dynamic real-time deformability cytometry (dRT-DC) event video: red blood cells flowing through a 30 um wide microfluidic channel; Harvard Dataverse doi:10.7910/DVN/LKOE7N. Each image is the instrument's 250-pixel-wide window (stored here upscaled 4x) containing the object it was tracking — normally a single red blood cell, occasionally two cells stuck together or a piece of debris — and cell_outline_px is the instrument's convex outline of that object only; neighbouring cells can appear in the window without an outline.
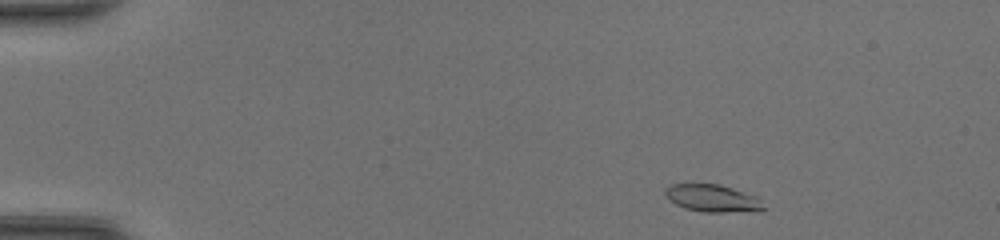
{"species": "common noctule bat (a hibernating species)", "species_latin": "Nyctalus noctula", "temperature_condition": "room temperature", "stored_images_in_passage": 42, "camera_frame_rate_fps": 3000, "um_per_image_px": 0.085, "animal": {"sex": "female", "body_mass_g": 20.0, "forearm_length_mm": 54.0}, "frame": {"image": 1, "passage_image": 1, "time_ms": 0.0, "image_size_px": [1000, 240], "cell_outline_px": [[768, 208], [760, 212], [704, 212], [684, 208], [676, 204], [664, 192], [664, 188], [672, 184], [720, 184], [756, 196]], "centroid_in_image_um": [60.65, 16.87], "position_along_channel_um": 24.4, "area_um2": 15.84}}
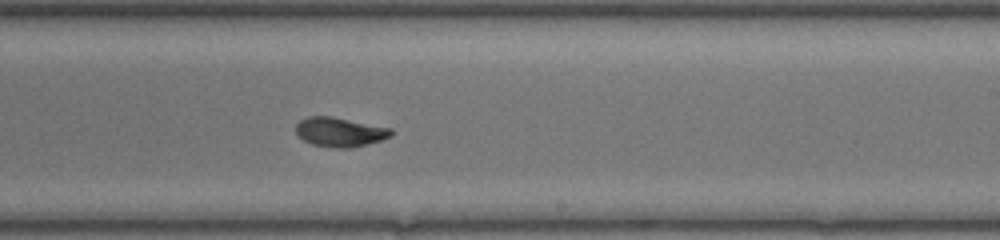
{"frame": {"image": 2, "passage_image": 24, "time_ms": 7.667, "image_size_px": [1000, 240], "cell_outline_px": [[392, 136], [380, 140], [352, 148], [332, 148], [312, 144], [304, 140], [296, 132], [296, 124], [300, 120], [308, 116], [332, 116], [392, 128]], "centroid_in_image_um": [28.89, 11.22], "position_along_channel_um": 260.1, "area_um2": 16.3}}
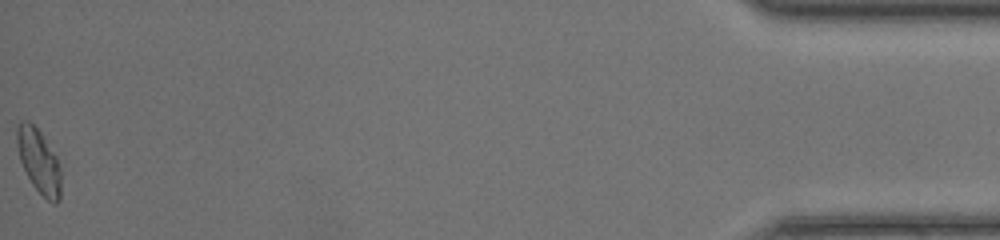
{"frame": {"image": 3, "passage_image": 42, "time_ms": 13.667, "image_size_px": [1000, 240], "cell_outline_px": [[60, 200], [56, 204], [52, 204], [32, 184], [20, 160], [16, 140], [16, 128], [20, 120], [28, 120], [40, 132], [56, 156], [60, 168]], "centroid_in_image_um": [3.29, 13.68], "position_along_channel_um": 431.9, "area_um2": 16.24}, "authors_computed_cell_mechanics": {"area_um2": 16.1551, "velocity_mm_per_s": 4.3935, "shape_relaxation_time_tau1_ms": 4.5558, "shape_relaxation_time_tau2_ms": 1.2478, "deformation_change_tau1": 0.2132, "deformation_change_tau2": 0.0437}}